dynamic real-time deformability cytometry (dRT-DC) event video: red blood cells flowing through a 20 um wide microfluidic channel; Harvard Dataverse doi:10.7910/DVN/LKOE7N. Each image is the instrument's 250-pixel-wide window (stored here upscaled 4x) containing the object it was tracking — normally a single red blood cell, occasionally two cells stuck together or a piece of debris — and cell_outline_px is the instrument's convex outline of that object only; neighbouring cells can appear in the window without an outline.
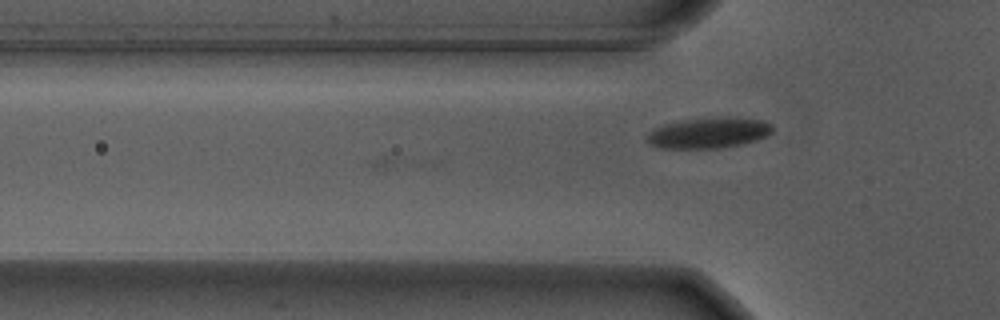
{"species": "Egyptian fruit bat (a non-hibernating species)", "species_latin": "Rousettus aegyptiacus", "temperature_condition": "warm", "stored_images_in_passage": 2, "camera_frame_rate_fps": 3000, "um_per_image_px": 0.085, "animal": {"sex": "male"}, "frame": {"image": 1, "passage_image": 2, "time_ms": 0.333, "image_size_px": [1000, 320], "cell_outline_px": [[772, 132], [768, 136], [756, 140], [740, 144], [720, 148], [660, 148], [652, 144], [648, 140], [648, 136], [656, 128], [664, 124], [684, 120], [728, 116], [768, 120], [772, 124]], "centroid_in_image_um": [60.35, 11.28], "position_along_channel_um": 65.5, "area_um2": 22.37}}